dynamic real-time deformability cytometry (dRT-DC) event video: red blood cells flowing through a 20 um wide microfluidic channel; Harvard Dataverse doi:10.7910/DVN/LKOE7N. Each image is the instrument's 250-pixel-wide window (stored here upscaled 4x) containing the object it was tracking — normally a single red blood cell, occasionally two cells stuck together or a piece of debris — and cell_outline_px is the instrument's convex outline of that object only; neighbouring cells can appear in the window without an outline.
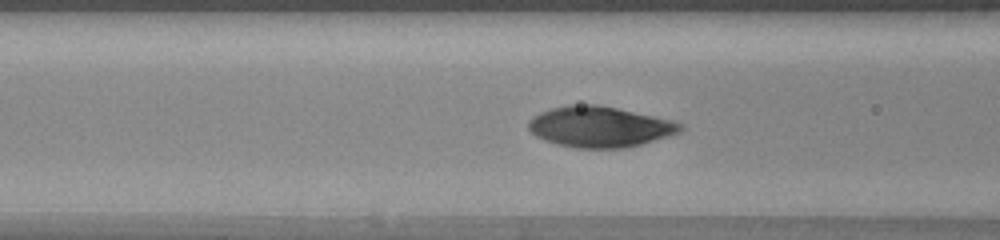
{"species": "human", "species_latin": "Homo sapiens", "temperature_condition": "warm", "stored_images_in_passage": 47, "camera_frame_rate_fps": 3000, "um_per_image_px": 0.085, "donor": {"sex": "female"}, "frame": {"image": 1, "passage_image": 18, "time_ms": 5.667, "image_size_px": [1000, 240], "cell_outline_px": [[684, 128], [680, 132], [644, 144], [624, 148], [576, 148], [556, 144], [544, 140], [536, 136], [528, 128], [528, 120], [532, 116], [540, 112], [552, 108], [568, 104], [600, 104], [672, 120], [684, 124]], "centroid_in_image_um": [50.98, 10.77], "position_along_channel_um": 115.6, "area_um2": 36.41}}
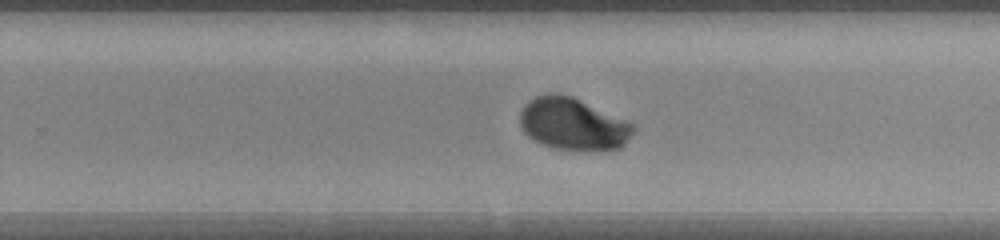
{"frame": {"image": 2, "passage_image": 30, "time_ms": 9.667, "image_size_px": [1000, 240], "cell_outline_px": [[636, 128], [624, 144], [620, 148], [552, 148], [540, 144], [528, 136], [524, 132], [520, 124], [520, 112], [524, 104], [528, 100], [536, 96], [548, 92], [556, 92], [572, 96], [628, 120]], "centroid_in_image_um": [48.66, 10.48], "position_along_channel_um": 281.1, "area_um2": 34.16}}
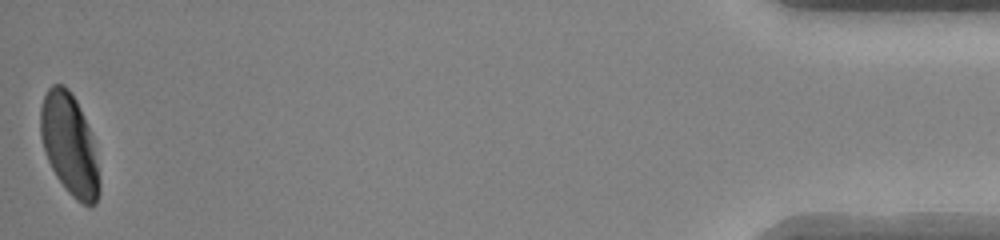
{"frame": {"image": 3, "passage_image": 47, "time_ms": 15.333, "image_size_px": [1000, 240], "cell_outline_px": [[100, 192], [96, 204], [88, 208], [76, 200], [68, 192], [56, 176], [48, 160], [40, 136], [40, 108], [44, 96], [48, 88], [52, 84], [64, 84], [72, 92], [80, 108], [92, 136], [100, 180]], "centroid_in_image_um": [5.91, 12.3], "position_along_channel_um": 429.3, "area_um2": 34.91}, "authors_computed_cell_mechanics": {"area_um2": 34.5644, "velocity_mm_per_s": 4.1453, "shape_relaxation_time_tau1_ms": 2.1862, "shape_relaxation_time_tau2_ms": null, "deformation_change_tau1": 0.1841, "deformation_change_tau2": null}}